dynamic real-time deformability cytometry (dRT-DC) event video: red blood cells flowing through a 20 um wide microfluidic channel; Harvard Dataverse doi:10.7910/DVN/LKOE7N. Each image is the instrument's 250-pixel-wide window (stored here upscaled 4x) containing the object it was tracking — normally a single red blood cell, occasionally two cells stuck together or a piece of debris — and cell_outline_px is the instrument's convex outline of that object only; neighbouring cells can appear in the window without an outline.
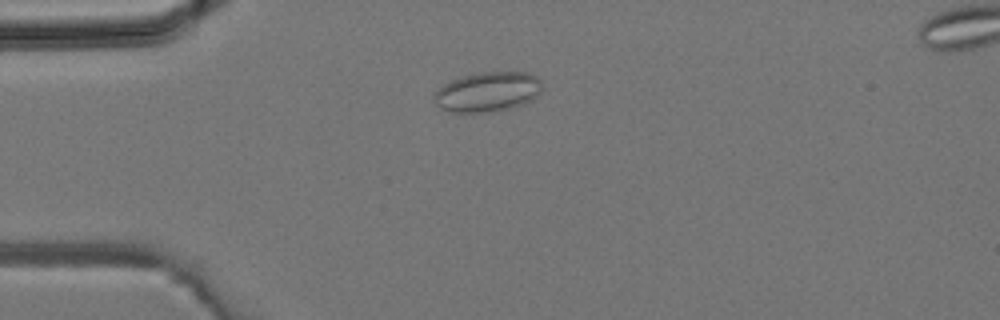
{"species": "common noctule bat (a hibernating species)", "species_latin": "Nyctalus noctula", "temperature_condition": "room temperature", "stored_images_in_passage": 35, "camera_frame_rate_fps": 3000, "um_per_image_px": 0.085, "animal": {"sex": "male", "body_mass_g": 19.2, "forearm_length_mm": 51.8}, "frame": {"image": 1, "passage_image": 8, "time_ms": 2.333, "image_size_px": [1000, 320], "cell_outline_px": [[544, 88], [532, 100], [524, 104], [512, 108], [484, 112], [452, 112], [440, 108], [432, 100], [436, 92], [444, 84], [460, 76], [480, 72], [528, 72], [536, 76], [540, 80]], "centroid_in_image_um": [41.47, 7.8], "position_along_channel_um": 43.5, "area_um2": 25.2}}
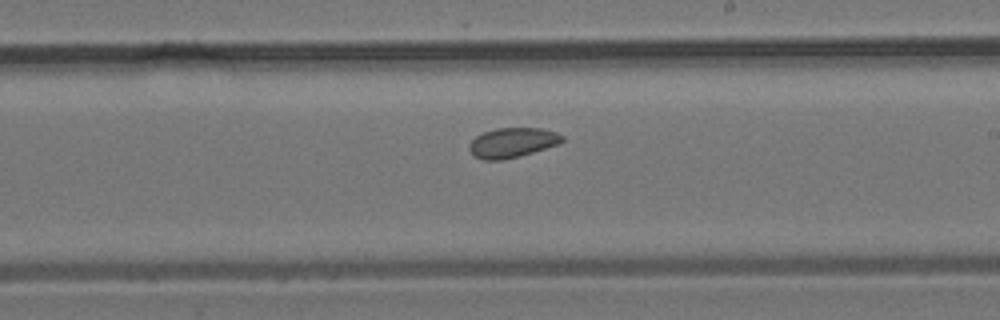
{"frame": {"image": 2, "passage_image": 20, "time_ms": 6.333, "image_size_px": [1000, 320], "cell_outline_px": [[564, 140], [560, 144], [520, 156], [504, 160], [484, 160], [476, 156], [468, 148], [468, 144], [476, 136], [484, 132], [496, 128], [540, 128], [556, 132], [564, 136]], "centroid_in_image_um": [43.57, 12.12], "position_along_channel_um": 245.4, "area_um2": 16.18}}
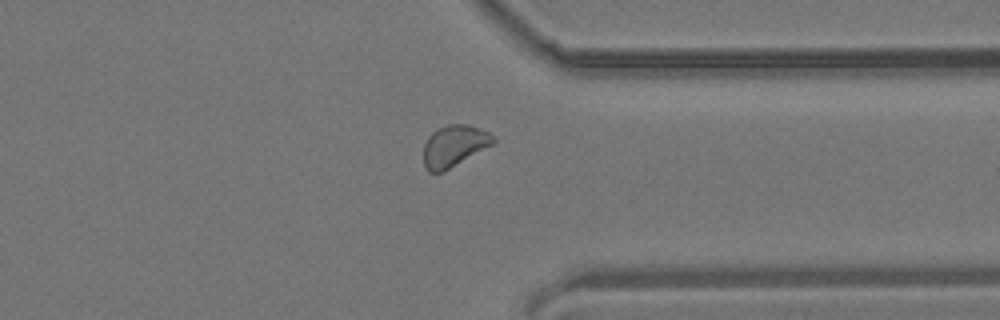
{"frame": {"image": 3, "passage_image": 27, "time_ms": 8.667, "image_size_px": [1000, 320], "cell_outline_px": [[496, 140], [492, 144], [444, 172], [428, 172], [424, 164], [424, 144], [428, 136], [436, 128], [448, 124], [468, 124], [480, 128], [496, 136]], "centroid_in_image_um": [38.6, 12.38], "position_along_channel_um": 372.8, "area_um2": 16.94}}